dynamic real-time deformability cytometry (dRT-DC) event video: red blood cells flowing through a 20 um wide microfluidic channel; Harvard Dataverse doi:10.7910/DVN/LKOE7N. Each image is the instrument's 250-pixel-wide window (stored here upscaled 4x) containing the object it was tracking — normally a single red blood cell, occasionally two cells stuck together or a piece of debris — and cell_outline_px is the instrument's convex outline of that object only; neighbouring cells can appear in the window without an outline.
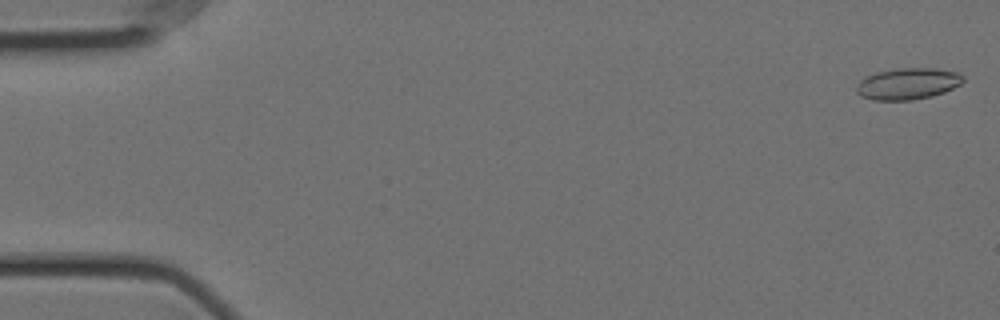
{"species": "Egyptian fruit bat (a non-hibernating species)", "species_latin": "Rousettus aegyptiacus", "temperature_condition": "cold", "stored_images_in_passage": 17, "camera_frame_rate_fps": 3000, "um_per_image_px": 0.085, "animal": {"sex": "female"}, "frame": {"image": 1, "passage_image": 1, "time_ms": 0.0, "image_size_px": [1000, 320], "cell_outline_px": [[964, 80], [960, 84], [944, 92], [932, 96], [912, 100], [872, 100], [860, 96], [856, 92], [856, 88], [860, 80], [864, 76], [876, 72], [896, 68], [936, 68], [956, 72], [964, 76]], "centroid_in_image_um": [77.13, 7.11], "position_along_channel_um": 7.9, "area_um2": 19.71}}
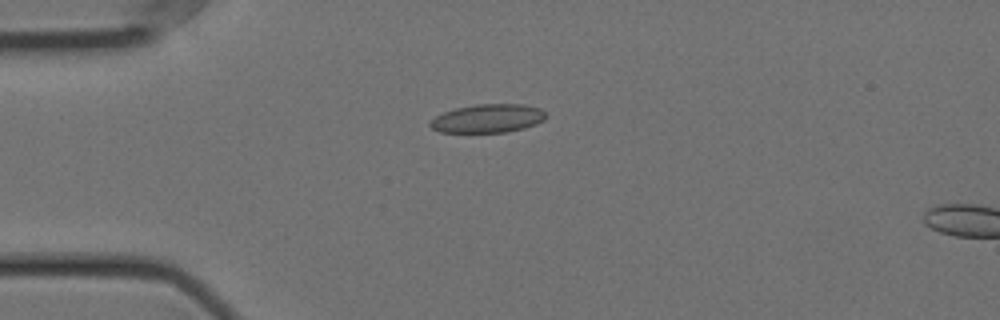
{"frame": {"image": 2, "passage_image": 14, "time_ms": 4.333, "image_size_px": [1000, 320], "cell_outline_px": [[548, 116], [544, 120], [536, 124], [524, 128], [508, 132], [440, 132], [432, 128], [428, 124], [436, 116], [444, 112], [456, 108], [476, 104], [524, 104], [540, 108]], "centroid_in_image_um": [41.5, 10.06], "position_along_channel_um": 43.5, "area_um2": 19.25}}